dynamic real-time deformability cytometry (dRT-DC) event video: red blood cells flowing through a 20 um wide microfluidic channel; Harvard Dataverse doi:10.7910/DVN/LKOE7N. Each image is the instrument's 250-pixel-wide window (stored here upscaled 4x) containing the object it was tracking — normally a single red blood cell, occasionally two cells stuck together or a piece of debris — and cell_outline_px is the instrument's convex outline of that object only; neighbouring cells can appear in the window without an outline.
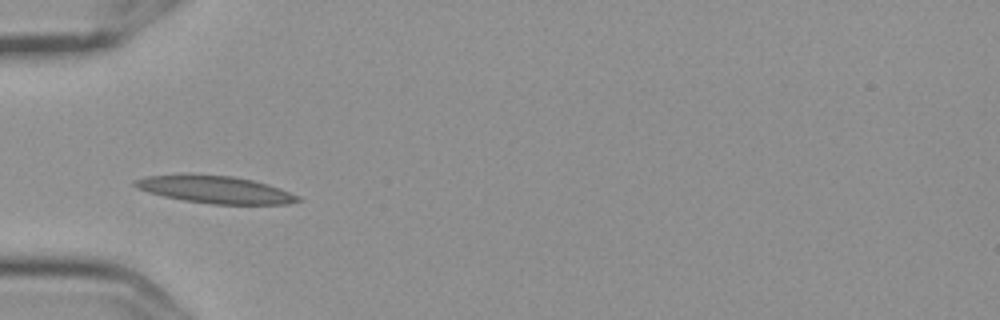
{"species": "Egyptian fruit bat (a non-hibernating species)", "species_latin": "Rousettus aegyptiacus", "temperature_condition": "cold", "stored_images_in_passage": 11, "camera_frame_rate_fps": 3000, "um_per_image_px": 0.085, "frame": {"image": 1, "passage_image": 1, "time_ms": 0.0, "image_size_px": [1000, 320], "cell_outline_px": [[304, 200], [288, 204], [212, 204], [184, 200], [164, 196], [148, 192], [136, 188], [132, 184], [132, 180], [144, 176], [188, 172], [232, 176], [252, 180], [268, 184], [280, 188], [300, 196]], "centroid_in_image_um": [18.23, 16.08], "position_along_channel_um": 66.8, "area_um2": 26.7}}
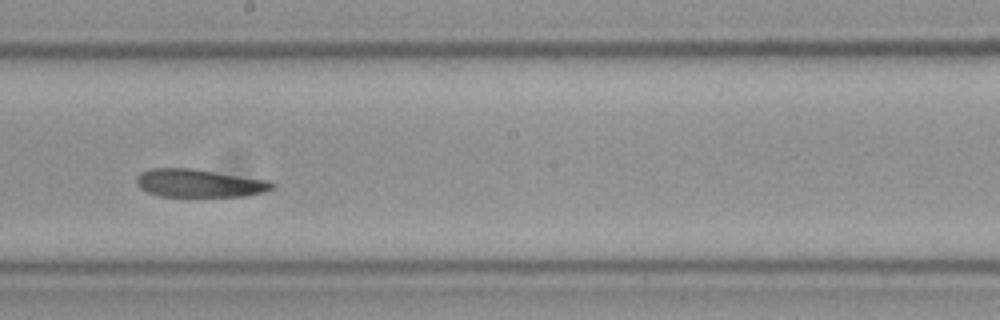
{"frame": {"image": 2, "passage_image": 5, "time_ms": 1.333, "image_size_px": [1000, 320], "cell_outline_px": [[276, 188], [268, 192], [244, 196], [160, 196], [148, 192], [140, 188], [136, 184], [136, 176], [140, 172], [152, 168], [192, 168], [268, 180], [276, 184]], "centroid_in_image_um": [16.97, 15.57], "position_along_channel_um": 231.2, "area_um2": 22.37}}
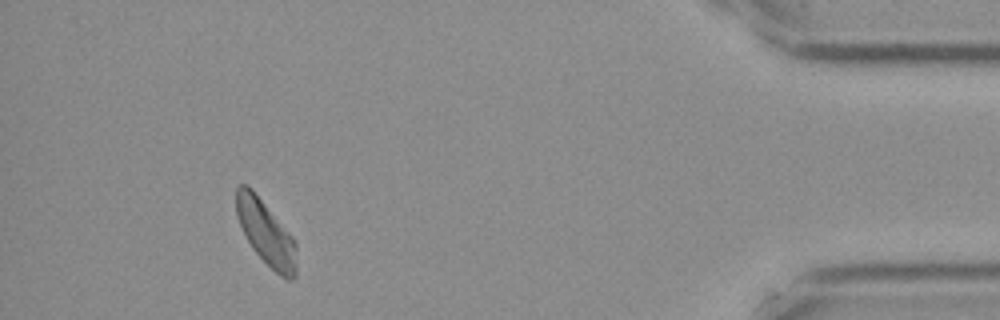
{"frame": {"image": 3, "passage_image": 10, "time_ms": 3.0, "image_size_px": [1000, 320], "cell_outline_px": [[296, 276], [292, 280], [288, 280], [280, 276], [252, 248], [240, 224], [236, 212], [236, 188], [240, 184], [248, 184], [252, 188], [292, 236], [296, 244]], "centroid_in_image_um": [22.61, 19.77], "position_along_channel_um": 412.6, "area_um2": 22.37}}